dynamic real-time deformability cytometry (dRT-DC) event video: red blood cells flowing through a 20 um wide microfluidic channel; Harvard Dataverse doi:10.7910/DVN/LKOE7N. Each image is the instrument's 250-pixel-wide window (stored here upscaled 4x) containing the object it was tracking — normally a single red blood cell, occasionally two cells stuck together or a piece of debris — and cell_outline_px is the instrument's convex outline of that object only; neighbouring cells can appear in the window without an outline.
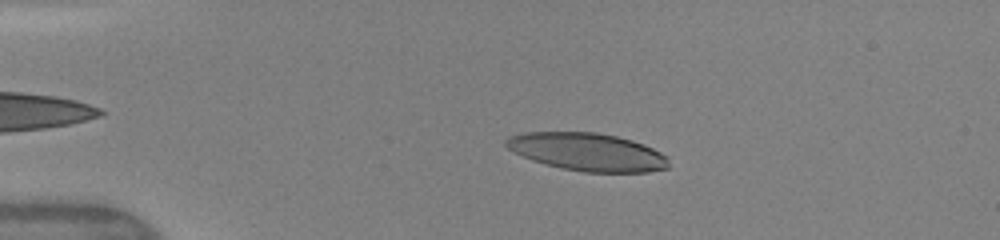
{"species": "human", "species_latin": "Homo sapiens", "temperature_condition": "warm", "stored_images_in_passage": 42, "camera_frame_rate_fps": 3000, "um_per_image_px": 0.085, "donor": {"sex": "female"}, "frame": {"image": 1, "passage_image": 10, "time_ms": 3.0, "image_size_px": [1000, 240], "cell_outline_px": [[668, 168], [648, 172], [584, 172], [560, 168], [532, 160], [508, 148], [504, 144], [504, 140], [508, 136], [524, 132], [596, 132], [616, 136], [632, 140], [644, 144], [668, 156]], "centroid_in_image_um": [49.93, 12.91], "position_along_channel_um": 35.1, "area_um2": 35.89}}
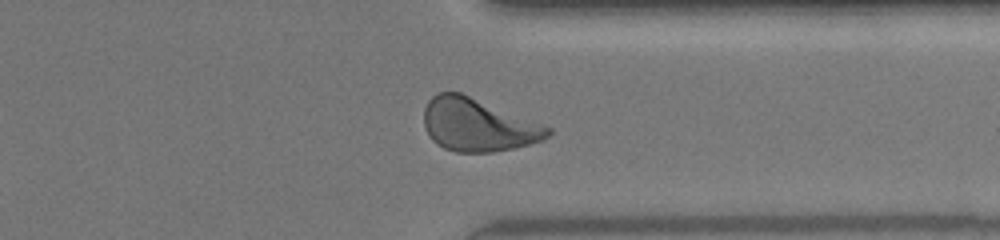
{"frame": {"image": 2, "passage_image": 38, "time_ms": 12.333, "image_size_px": [1000, 240], "cell_outline_px": [[552, 132], [544, 140], [512, 148], [492, 152], [456, 152], [444, 148], [436, 144], [432, 140], [424, 128], [424, 108], [428, 100], [432, 96], [440, 92], [460, 92], [552, 128]], "centroid_in_image_um": [40.59, 10.62], "position_along_channel_um": 370.8, "area_um2": 37.97}, "authors_computed_cell_mechanics": {"area_um2": 36.8764, "velocity_mm_per_s": 4.1501, "shape_relaxation_time_tau1_ms": 3.7914, "shape_relaxation_time_tau2_ms": 0.9468, "deformation_change_tau1": 0.1998, "deformation_change_tau2": 0.0761}}